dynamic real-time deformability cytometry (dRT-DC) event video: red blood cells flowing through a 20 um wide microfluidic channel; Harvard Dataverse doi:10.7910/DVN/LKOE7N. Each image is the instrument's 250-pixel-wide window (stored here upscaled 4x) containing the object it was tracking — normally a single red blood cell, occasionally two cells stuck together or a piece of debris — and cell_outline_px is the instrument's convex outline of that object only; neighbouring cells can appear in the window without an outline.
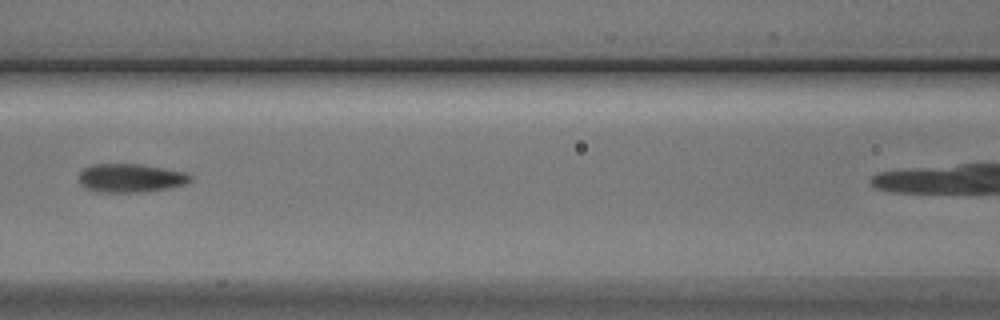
{"species": "Egyptian fruit bat (a non-hibernating species)", "species_latin": "Rousettus aegyptiacus", "temperature_condition": "cold", "stored_images_in_passage": 4, "camera_frame_rate_fps": 3000, "um_per_image_px": 0.085, "animal": {"sex": "male"}, "frame": {"image": 1, "passage_image": 3, "time_ms": 2.333, "image_size_px": [1000, 320], "cell_outline_px": [[192, 180], [188, 184], [168, 188], [140, 192], [96, 192], [84, 188], [80, 184], [80, 172], [84, 168], [92, 164], [140, 164], [184, 172], [192, 176]], "centroid_in_image_um": [11.09, 15.14], "position_along_channel_um": 155.5, "area_um2": 18.61}}